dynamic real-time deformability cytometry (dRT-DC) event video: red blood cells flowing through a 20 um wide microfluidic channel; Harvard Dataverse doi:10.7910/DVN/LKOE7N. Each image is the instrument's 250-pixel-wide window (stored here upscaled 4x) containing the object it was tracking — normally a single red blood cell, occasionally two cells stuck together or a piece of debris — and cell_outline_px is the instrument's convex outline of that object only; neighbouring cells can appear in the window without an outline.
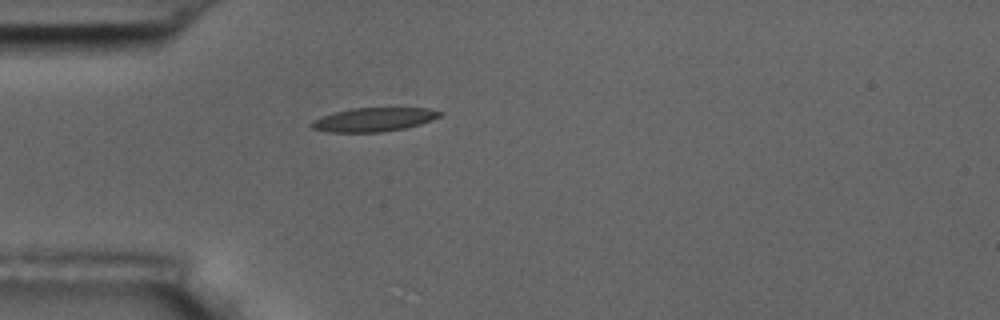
{"species": "common noctule bat (a hibernating species)", "species_latin": "Nyctalus noctula", "temperature_condition": "room temperature", "stored_images_in_passage": 1, "camera_frame_rate_fps": 3000, "um_per_image_px": 0.085, "animal": {"sex": "male", "body_mass_g": 17.5, "forearm_length_mm": 52.3}, "frame": {"image": 1, "passage_image": 1, "time_ms": 0.0, "image_size_px": [1000, 320], "cell_outline_px": [[444, 112], [440, 116], [432, 120], [420, 124], [404, 128], [380, 132], [328, 132], [312, 128], [308, 124], [312, 120], [320, 116], [332, 112], [352, 108], [428, 108]], "centroid_in_image_um": [31.72, 10.16], "position_along_channel_um": 53.3, "area_um2": 17.92}}